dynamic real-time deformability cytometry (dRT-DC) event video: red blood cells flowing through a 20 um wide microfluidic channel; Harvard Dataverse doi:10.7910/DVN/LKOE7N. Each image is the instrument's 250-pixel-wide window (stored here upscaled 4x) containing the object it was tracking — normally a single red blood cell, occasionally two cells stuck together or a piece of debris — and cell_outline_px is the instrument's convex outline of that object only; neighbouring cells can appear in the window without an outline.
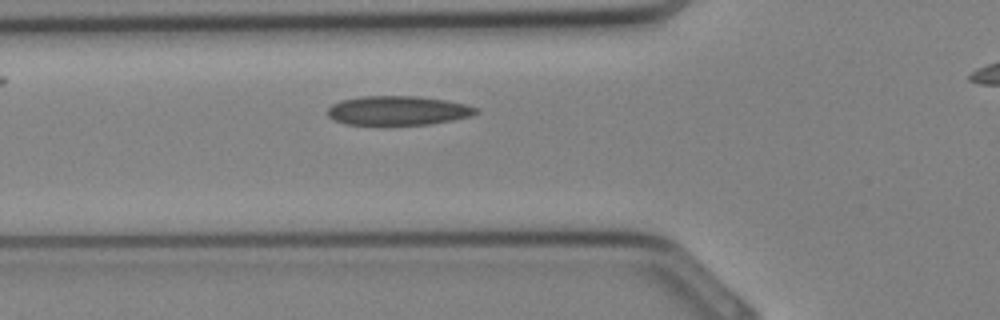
{"species": "Egyptian fruit bat (a non-hibernating species)", "species_latin": "Rousettus aegyptiacus", "temperature_condition": "cold", "stored_images_in_passage": 20, "camera_frame_rate_fps": 3000, "um_per_image_px": 0.085, "animal": {"sex": "female"}, "frame": {"image": 1, "passage_image": 2, "time_ms": 0.333, "image_size_px": [1000, 320], "cell_outline_px": [[480, 112], [468, 116], [452, 120], [428, 124], [384, 128], [344, 124], [328, 116], [328, 108], [332, 104], [340, 100], [360, 96], [416, 96], [448, 100], [468, 104], [480, 108]], "centroid_in_image_um": [33.8, 9.44], "position_along_channel_um": 92.0, "area_um2": 26.47}}
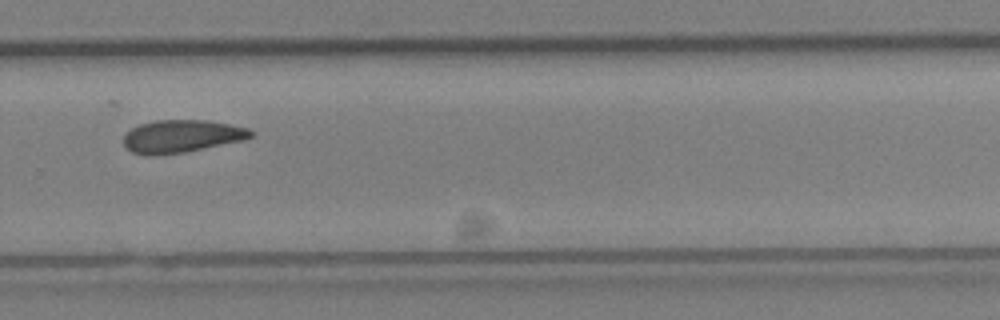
{"frame": {"image": 2, "passage_image": 13, "time_ms": 4.0, "image_size_px": [1000, 320], "cell_outline_px": [[256, 132], [252, 136], [240, 140], [184, 152], [152, 156], [132, 152], [124, 144], [124, 136], [132, 128], [140, 124], [156, 120], [208, 120], [248, 128]], "centroid_in_image_um": [15.42, 11.57], "position_along_channel_um": 314.4, "area_um2": 23.87}}
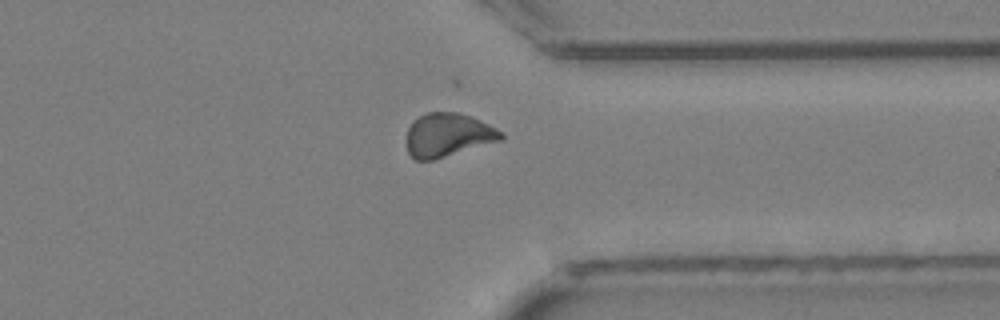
{"frame": {"image": 3, "passage_image": 16, "time_ms": 5.0, "image_size_px": [1000, 320], "cell_outline_px": [[504, 140], [432, 160], [416, 160], [408, 152], [408, 128], [412, 120], [428, 112], [460, 112], [472, 116], [504, 132]], "centroid_in_image_um": [38.12, 11.46], "position_along_channel_um": 373.3, "area_um2": 24.1}}